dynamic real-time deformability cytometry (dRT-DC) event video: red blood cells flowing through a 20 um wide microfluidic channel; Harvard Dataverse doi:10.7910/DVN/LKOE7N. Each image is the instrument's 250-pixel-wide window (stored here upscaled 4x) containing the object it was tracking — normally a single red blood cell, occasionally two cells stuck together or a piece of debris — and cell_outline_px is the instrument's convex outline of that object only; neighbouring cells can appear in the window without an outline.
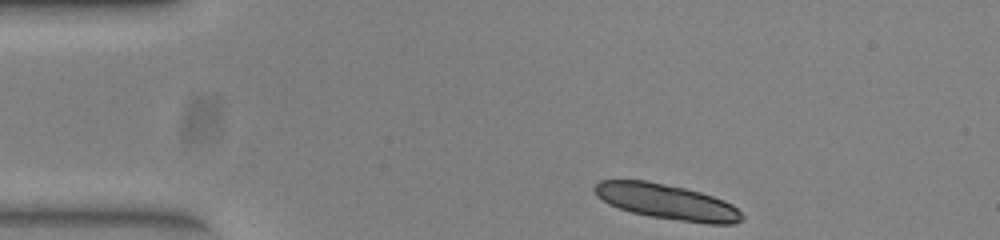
{"species": "common noctule bat (a hibernating species)", "species_latin": "Nyctalus noctula", "temperature_condition": "warm", "stored_images_in_passage": 34, "segment_of_instrument_passage": [1, 2], "camera_frame_rate_fps": 3000, "um_per_image_px": 0.085, "animal": {"sex": "female", "body_mass_g": 23.0, "forearm_length_mm": 53.4}, "frame": {"image": 1, "passage_image": 1, "time_ms": 0.0, "image_size_px": [1000, 240], "cell_outline_px": [[744, 220], [736, 224], [708, 224], [648, 216], [632, 212], [608, 204], [596, 196], [592, 188], [600, 180], [644, 180], [684, 188], [700, 192], [724, 200], [732, 204], [744, 216]], "centroid_in_image_um": [56.69, 17.16], "position_along_channel_um": 28.3, "area_um2": 30.35}}